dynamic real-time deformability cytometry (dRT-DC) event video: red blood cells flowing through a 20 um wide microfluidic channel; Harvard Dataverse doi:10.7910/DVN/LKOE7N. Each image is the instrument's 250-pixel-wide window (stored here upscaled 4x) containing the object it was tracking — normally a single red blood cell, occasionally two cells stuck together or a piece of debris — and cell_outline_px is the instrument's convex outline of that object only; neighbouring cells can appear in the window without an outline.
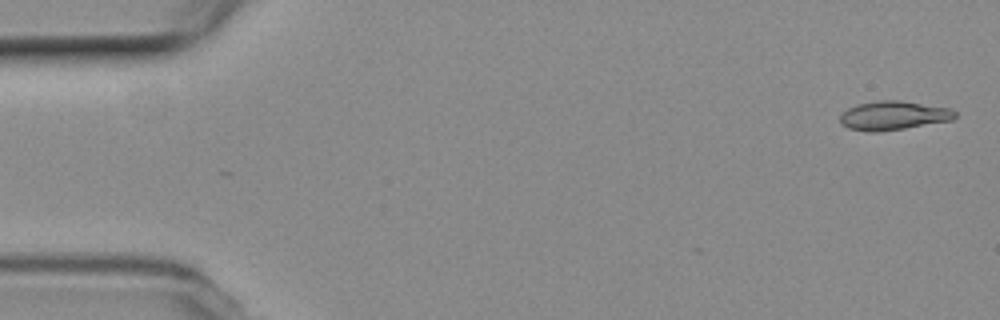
{"species": "common noctule bat (a hibernating species)", "species_latin": "Nyctalus noctula", "temperature_condition": "room temperature", "stored_images_in_passage": 8, "camera_frame_rate_fps": 3000, "um_per_image_px": 0.085, "animal": {"sex": "female", "body_mass_g": 19.3, "forearm_length_mm": 54.1}, "frame": {"image": 1, "passage_image": 1, "time_ms": 0.0, "image_size_px": [1000, 320], "cell_outline_px": [[956, 116], [952, 120], [904, 128], [876, 132], [868, 132], [848, 128], [840, 124], [840, 116], [848, 108], [856, 104], [880, 100], [900, 100], [948, 108], [956, 112]], "centroid_in_image_um": [75.9, 9.82], "position_along_channel_um": 9.1, "area_um2": 19.25}}